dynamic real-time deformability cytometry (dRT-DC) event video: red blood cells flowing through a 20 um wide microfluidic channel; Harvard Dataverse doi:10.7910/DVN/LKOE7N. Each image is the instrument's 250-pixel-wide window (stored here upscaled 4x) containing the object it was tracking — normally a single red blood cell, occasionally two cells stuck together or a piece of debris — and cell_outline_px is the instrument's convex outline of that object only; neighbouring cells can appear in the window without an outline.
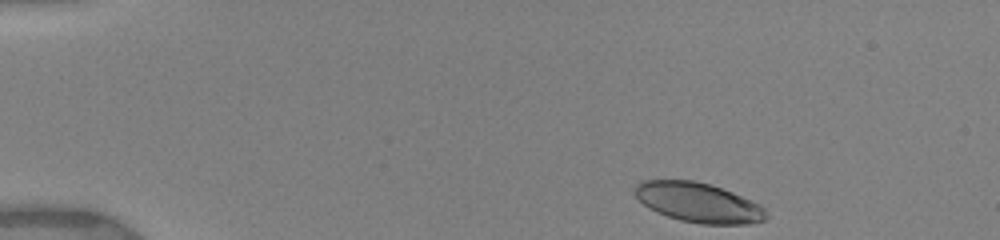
{"species": "human", "species_latin": "Homo sapiens", "temperature_condition": "warm", "stored_images_in_passage": 27, "camera_frame_rate_fps": 3000, "um_per_image_px": 0.085, "donor": {"sex": "female"}, "frame": {"image": 1, "passage_image": 1, "time_ms": 0.0, "image_size_px": [1000, 240], "cell_outline_px": [[768, 216], [764, 220], [748, 224], [700, 224], [680, 220], [656, 212], [648, 208], [636, 196], [632, 188], [640, 180], [692, 180], [708, 184], [732, 192], [752, 200], [760, 204], [764, 208]], "centroid_in_image_um": [59.34, 17.21], "position_along_channel_um": 25.7, "area_um2": 30.4}}
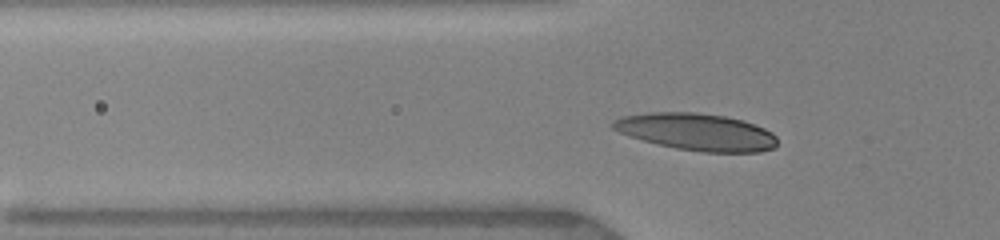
{"frame": {"image": 2, "passage_image": 12, "time_ms": 3.333, "image_size_px": [1000, 240], "cell_outline_px": [[776, 148], [760, 152], [700, 152], [676, 148], [628, 136], [612, 128], [612, 120], [620, 116], [648, 112], [696, 112], [724, 116], [744, 120], [764, 128], [772, 132], [776, 136]], "centroid_in_image_um": [59.22, 11.2], "position_along_channel_um": 66.6, "area_um2": 35.6}}
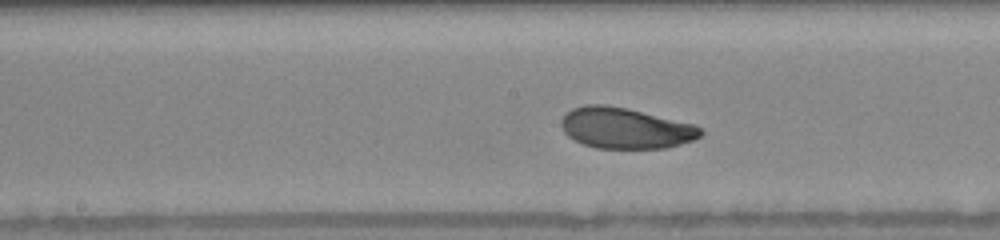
{"frame": {"image": 3, "passage_image": 22, "time_ms": 6.667, "image_size_px": [1000, 240], "cell_outline_px": [[704, 132], [700, 136], [692, 140], [680, 144], [664, 148], [596, 148], [584, 144], [568, 136], [564, 132], [560, 124], [560, 120], [564, 112], [572, 108], [584, 104], [604, 104], [628, 108], [696, 124]], "centroid_in_image_um": [53.13, 10.87], "position_along_channel_um": 195.1, "area_um2": 33.47}}